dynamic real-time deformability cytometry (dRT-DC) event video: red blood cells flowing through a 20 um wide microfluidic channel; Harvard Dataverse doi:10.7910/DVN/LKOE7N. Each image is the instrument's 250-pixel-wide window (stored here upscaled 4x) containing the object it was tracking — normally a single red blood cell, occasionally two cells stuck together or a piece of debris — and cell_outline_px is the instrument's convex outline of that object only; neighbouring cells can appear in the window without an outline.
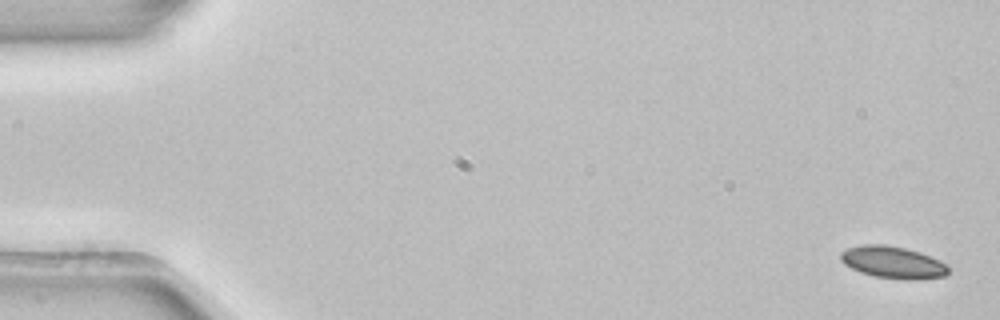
{"species": "common noctule bat (a hibernating species)", "species_latin": "Nyctalus noctula", "temperature_condition": "room temperature", "stored_images_in_passage": 8, "camera_frame_rate_fps": 3000, "um_per_image_px": 0.085, "animal": {"sex": "female", "body_mass_g": 22.7, "forearm_length_mm": 54.2}, "frame": {"image": 1, "passage_image": 1, "time_ms": 0.0, "image_size_px": [1000, 320], "cell_outline_px": [[948, 272], [944, 276], [916, 280], [908, 280], [872, 276], [860, 272], [844, 264], [840, 260], [840, 252], [848, 248], [860, 244], [884, 244], [904, 248], [920, 252], [940, 260], [948, 264]], "centroid_in_image_um": [75.89, 22.3], "position_along_channel_um": 9.1, "area_um2": 20.29}}